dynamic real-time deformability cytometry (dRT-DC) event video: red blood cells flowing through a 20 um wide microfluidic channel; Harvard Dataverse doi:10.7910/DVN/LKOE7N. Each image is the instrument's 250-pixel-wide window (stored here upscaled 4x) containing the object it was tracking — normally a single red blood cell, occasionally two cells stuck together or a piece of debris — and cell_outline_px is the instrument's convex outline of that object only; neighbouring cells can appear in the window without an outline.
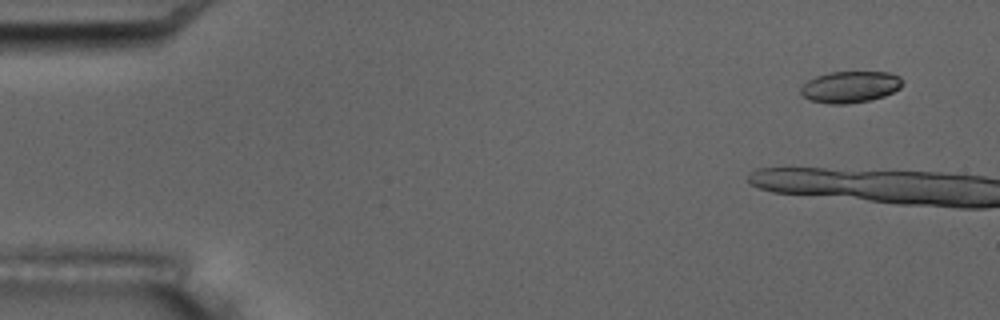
{"species": "common noctule bat (a hibernating species)", "species_latin": "Nyctalus noctula", "temperature_condition": "room temperature", "stored_images_in_passage": 5, "camera_frame_rate_fps": 3000, "um_per_image_px": 0.085, "animal": {"sex": "male", "body_mass_g": 17.5, "forearm_length_mm": 52.3}, "frame": {"image": 1, "passage_image": 1, "time_ms": 0.0, "image_size_px": [1000, 320], "cell_outline_px": [[904, 84], [900, 88], [884, 96], [868, 100], [848, 104], [828, 104], [808, 100], [800, 92], [800, 88], [808, 80], [816, 76], [832, 72], [888, 72], [900, 76], [904, 80]], "centroid_in_image_um": [72.28, 7.39], "position_along_channel_um": 12.7, "area_um2": 18.79}}